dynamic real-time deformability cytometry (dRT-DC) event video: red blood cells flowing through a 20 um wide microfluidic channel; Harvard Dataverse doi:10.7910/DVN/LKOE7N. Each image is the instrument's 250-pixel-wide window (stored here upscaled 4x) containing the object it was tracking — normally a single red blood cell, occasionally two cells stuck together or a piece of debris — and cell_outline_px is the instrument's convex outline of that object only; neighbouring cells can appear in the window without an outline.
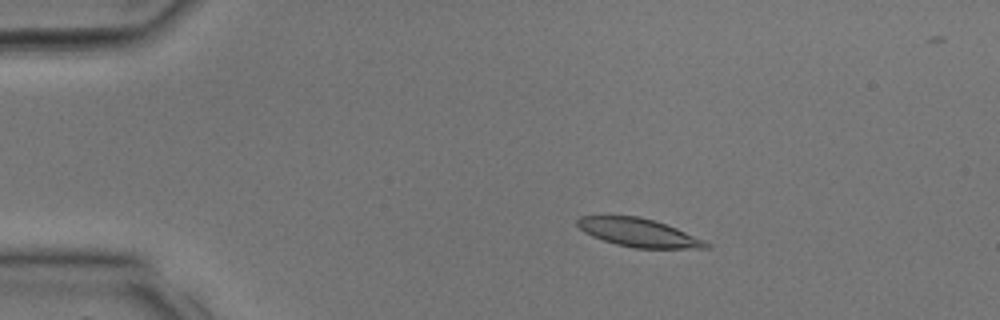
{"species": "common noctule bat (a hibernating species)", "species_latin": "Nyctalus noctula", "temperature_condition": "room temperature", "stored_images_in_passage": 7, "camera_frame_rate_fps": 3000, "um_per_image_px": 0.085, "animal": {"sex": "male", "body_mass_g": 17.9, "forearm_length_mm": 54.2}, "frame": {"image": 1, "passage_image": 1, "time_ms": 0.0, "image_size_px": [1000, 320], "cell_outline_px": [[712, 244], [708, 248], [636, 248], [616, 244], [592, 236], [584, 232], [576, 224], [576, 220], [580, 216], [640, 216], [676, 228], [704, 240]], "centroid_in_image_um": [54.27, 19.77], "position_along_channel_um": 30.7, "area_um2": 20.98}}
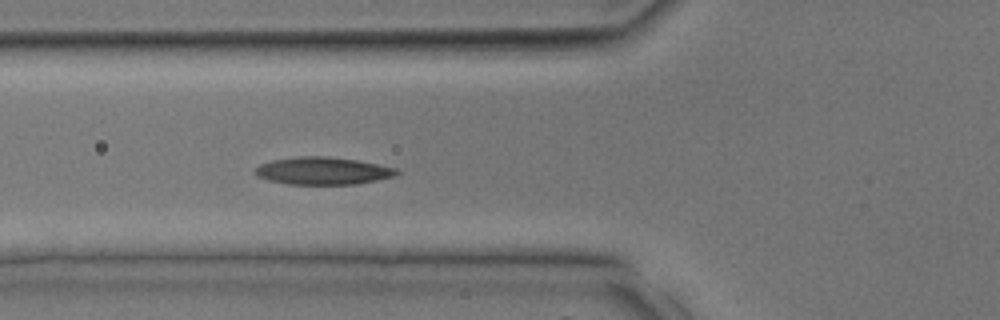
{"frame": {"image": 2, "passage_image": 7, "time_ms": 2.0, "image_size_px": [1000, 320], "cell_outline_px": [[400, 172], [392, 176], [376, 180], [356, 184], [288, 184], [268, 180], [256, 176], [256, 168], [260, 164], [272, 160], [300, 156], [328, 156], [356, 160], [396, 168]], "centroid_in_image_um": [27.41, 14.52], "position_along_channel_um": 98.4, "area_um2": 22.43}}